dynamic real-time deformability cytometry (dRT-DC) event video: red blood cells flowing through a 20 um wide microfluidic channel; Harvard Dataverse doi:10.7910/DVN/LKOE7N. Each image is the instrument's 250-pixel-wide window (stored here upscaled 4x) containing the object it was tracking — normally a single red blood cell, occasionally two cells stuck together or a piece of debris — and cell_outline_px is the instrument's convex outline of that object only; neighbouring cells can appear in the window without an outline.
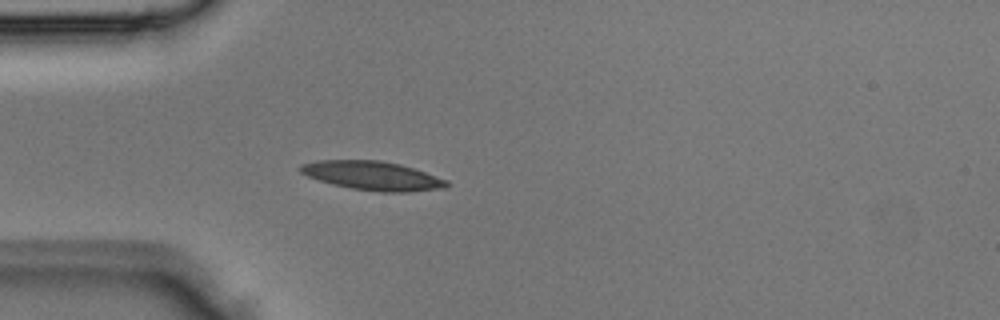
{"species": "Egyptian fruit bat (a non-hibernating species)", "species_latin": "Rousettus aegyptiacus", "temperature_condition": "room temperature", "stored_images_in_passage": 3, "camera_frame_rate_fps": 3000, "um_per_image_px": 0.085, "animal": {"sex": "male"}, "frame": {"image": 1, "passage_image": 3, "time_ms": 0.667, "image_size_px": [1000, 320], "cell_outline_px": [[452, 184], [448, 188], [408, 192], [380, 192], [352, 188], [332, 184], [308, 176], [300, 172], [296, 168], [300, 164], [316, 160], [380, 160], [400, 164], [448, 180]], "centroid_in_image_um": [31.68, 14.93], "position_along_channel_um": 53.3, "area_um2": 24.8}}